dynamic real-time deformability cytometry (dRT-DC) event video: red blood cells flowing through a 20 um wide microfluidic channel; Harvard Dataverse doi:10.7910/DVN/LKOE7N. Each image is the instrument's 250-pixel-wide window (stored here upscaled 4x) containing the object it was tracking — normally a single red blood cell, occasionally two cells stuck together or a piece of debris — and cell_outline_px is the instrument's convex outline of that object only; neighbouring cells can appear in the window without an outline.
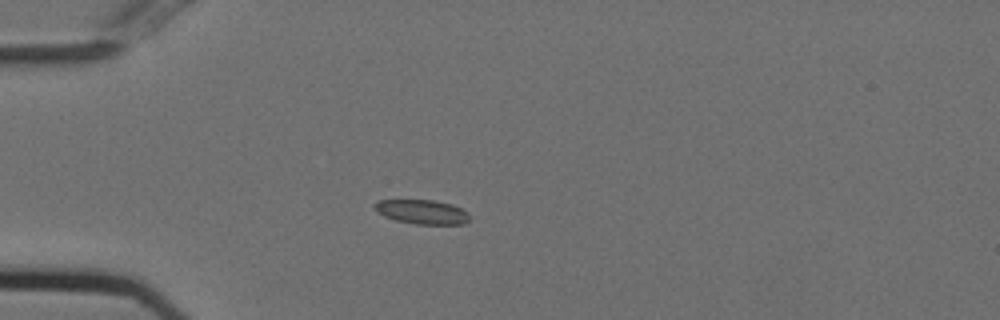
{"species": "Egyptian fruit bat (a non-hibernating species)", "species_latin": "Rousettus aegyptiacus", "temperature_condition": "cold", "stored_images_in_passage": 41, "camera_frame_rate_fps": 3000, "um_per_image_px": 0.085, "animal": {"sex": "female"}, "frame": {"image": 1, "passage_image": 1, "time_ms": 0.0, "image_size_px": [1000, 320], "cell_outline_px": [[468, 220], [464, 224], [416, 224], [396, 220], [384, 216], [372, 208], [372, 204], [376, 200], [432, 200], [452, 204], [460, 208], [468, 216]], "centroid_in_image_um": [35.79, 18.0], "position_along_channel_um": 49.2, "area_um2": 13.35}}
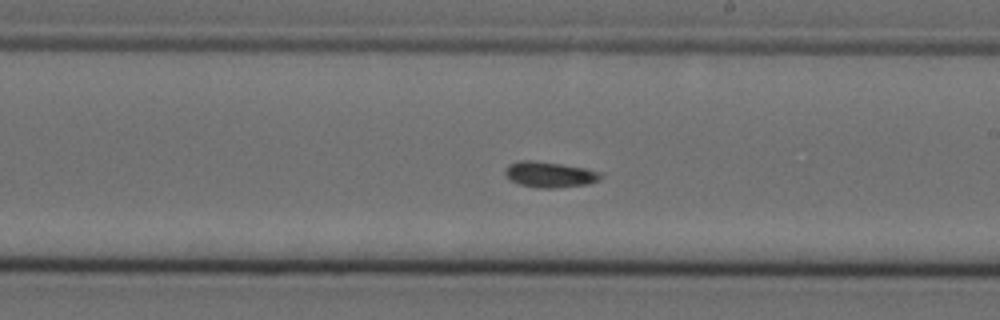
{"frame": {"image": 2, "passage_image": 18, "time_ms": 5.667, "image_size_px": [1000, 320], "cell_outline_px": [[604, 176], [600, 180], [588, 184], [556, 188], [536, 188], [520, 184], [508, 180], [504, 176], [504, 168], [508, 164], [520, 160], [532, 160], [560, 164], [584, 168], [600, 172]], "centroid_in_image_um": [46.67, 14.84], "position_along_channel_um": 242.3, "area_um2": 14.57}}
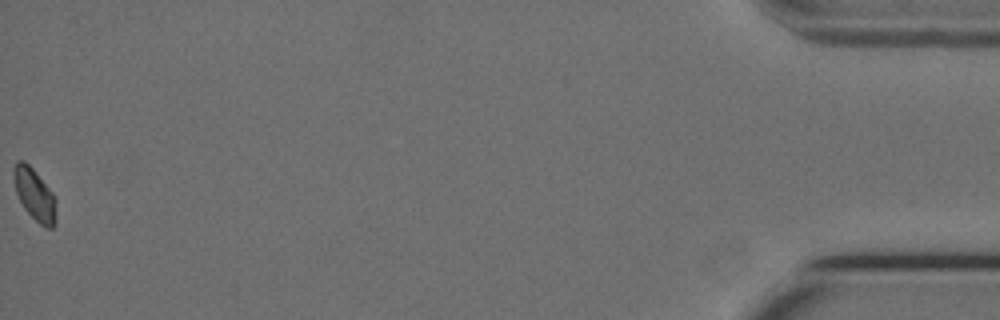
{"frame": {"image": 3, "passage_image": 41, "time_ms": 13.333, "image_size_px": [1000, 320], "cell_outline_px": [[56, 224], [52, 228], [44, 228], [24, 208], [16, 192], [12, 176], [12, 172], [16, 160], [24, 160], [32, 168], [52, 192], [56, 200]], "centroid_in_image_um": [2.94, 16.53], "position_along_channel_um": 432.3, "area_um2": 12.89}, "authors_computed_cell_mechanics": {"area_um2": 13.3518, "velocity_mm_per_s": 3.6977, "shape_relaxation_time_tau1_ms": 7.8871, "shape_relaxation_time_tau2_ms": null, "deformation_change_tau1": 0.1559, "deformation_change_tau2": null}}